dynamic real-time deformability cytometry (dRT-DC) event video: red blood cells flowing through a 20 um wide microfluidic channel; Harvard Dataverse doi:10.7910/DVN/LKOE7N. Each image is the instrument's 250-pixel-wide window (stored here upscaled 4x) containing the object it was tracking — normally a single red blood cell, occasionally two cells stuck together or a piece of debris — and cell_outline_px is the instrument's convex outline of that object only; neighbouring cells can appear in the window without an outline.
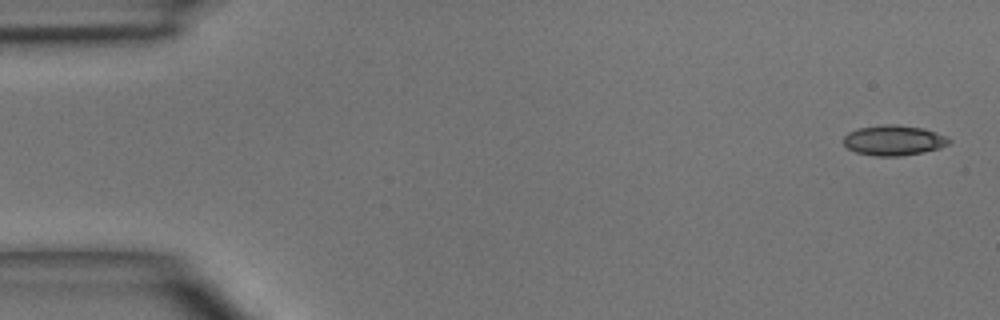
{"species": "common noctule bat (a hibernating species)", "species_latin": "Nyctalus noctula", "temperature_condition": "room temperature", "stored_images_in_passage": 5, "segment_of_instrument_passage": [1, 2], "camera_frame_rate_fps": 3000, "um_per_image_px": 0.085, "animal": {"sex": "male", "body_mass_g": 15.6}, "frame": {"image": 1, "passage_image": 1, "time_ms": 0.0, "image_size_px": [1000, 320], "cell_outline_px": [[952, 140], [948, 144], [940, 148], [900, 156], [876, 156], [856, 152], [848, 148], [844, 144], [844, 136], [848, 132], [856, 128], [884, 124], [896, 124], [924, 128], [936, 132]], "centroid_in_image_um": [75.95, 11.91], "position_along_channel_um": 9.1, "area_um2": 18.55}}
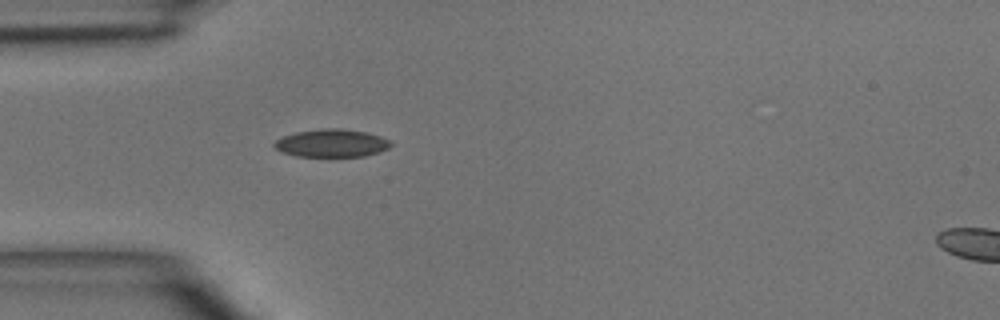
{"frame": {"image": 2, "passage_image": 4, "time_ms": 4.0, "image_size_px": [1000, 320], "cell_outline_px": [[392, 144], [388, 148], [380, 152], [364, 156], [296, 156], [280, 152], [272, 144], [276, 140], [284, 136], [296, 132], [324, 128], [340, 128], [368, 132], [392, 140]], "centroid_in_image_um": [28.21, 12.16], "position_along_channel_um": 56.8, "area_um2": 19.02}}